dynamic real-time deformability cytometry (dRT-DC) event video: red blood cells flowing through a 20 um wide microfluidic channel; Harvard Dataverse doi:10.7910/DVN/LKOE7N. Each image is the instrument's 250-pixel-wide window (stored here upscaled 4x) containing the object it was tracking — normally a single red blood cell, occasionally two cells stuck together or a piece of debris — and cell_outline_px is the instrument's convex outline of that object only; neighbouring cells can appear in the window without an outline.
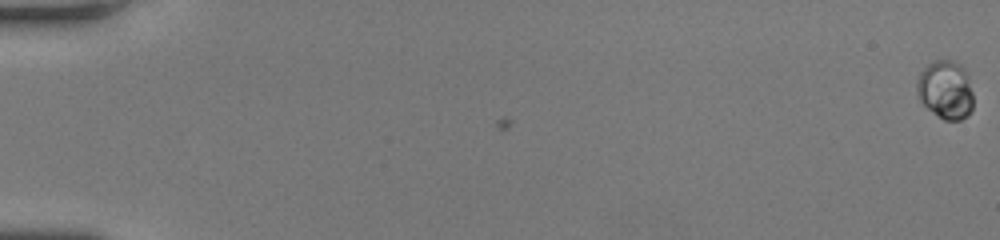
{"species": "human", "species_latin": "Homo sapiens", "temperature_condition": "room temperature", "stored_images_in_passage": 54, "camera_frame_rate_fps": 3000, "um_per_image_px": 0.085, "donor": {"sex": "female"}, "frame": {"image": 1, "passage_image": 1, "time_ms": 0.0, "image_size_px": [1000, 240], "cell_outline_px": [[972, 108], [960, 120], [944, 120], [928, 108], [920, 100], [916, 92], [916, 80], [920, 72], [928, 64], [936, 60], [952, 60], [960, 64], [964, 68], [972, 92]], "centroid_in_image_um": [80.34, 7.61], "position_along_channel_um": 4.7, "area_um2": 18.96}}
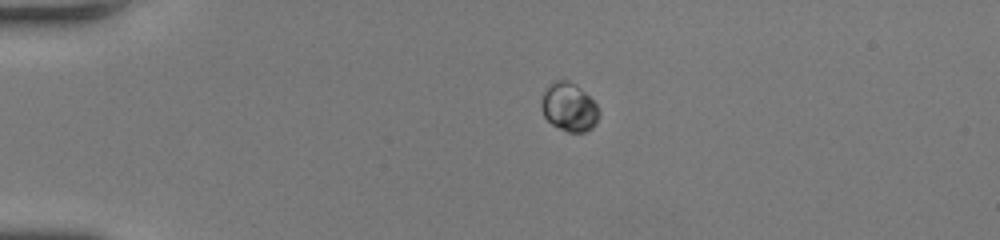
{"frame": {"image": 2, "passage_image": 15, "time_ms": 4.667, "image_size_px": [1000, 240], "cell_outline_px": [[600, 112], [596, 124], [592, 128], [584, 132], [568, 132], [552, 124], [544, 116], [540, 104], [544, 92], [556, 80], [568, 80], [580, 88], [596, 104]], "centroid_in_image_um": [48.38, 9.13], "position_along_channel_um": 36.6, "area_um2": 16.01}}